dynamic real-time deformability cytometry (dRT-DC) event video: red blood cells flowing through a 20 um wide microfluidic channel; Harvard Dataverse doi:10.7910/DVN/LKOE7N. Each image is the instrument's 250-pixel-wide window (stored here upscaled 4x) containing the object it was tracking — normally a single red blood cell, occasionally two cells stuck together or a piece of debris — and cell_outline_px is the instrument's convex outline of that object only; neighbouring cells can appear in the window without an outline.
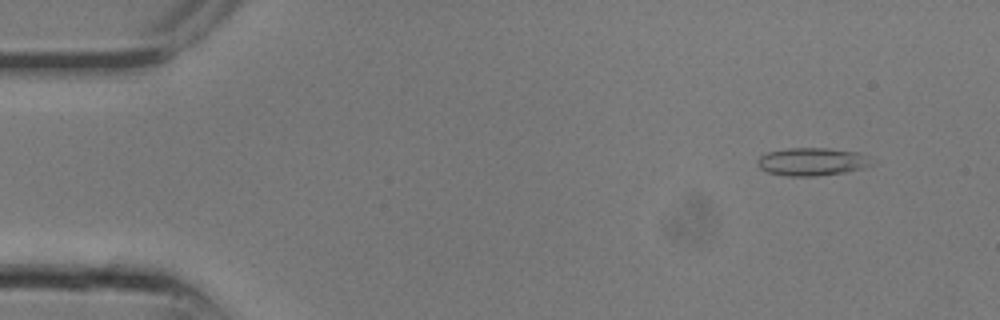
{"species": "common noctule bat (a hibernating species)", "species_latin": "Nyctalus noctula", "temperature_condition": "room temperature", "stored_images_in_passage": 9, "camera_frame_rate_fps": 3000, "um_per_image_px": 0.085, "animal": {"sex": "male", "body_mass_g": 13.3}, "frame": {"image": 1, "passage_image": 3, "time_ms": 0.667, "image_size_px": [1000, 320], "cell_outline_px": [[876, 164], [864, 168], [844, 172], [816, 176], [788, 176], [768, 172], [760, 168], [756, 164], [756, 160], [760, 156], [768, 152], [788, 148], [828, 148], [860, 152]], "centroid_in_image_um": [69.03, 13.74], "position_along_channel_um": 16.0, "area_um2": 18.67}}
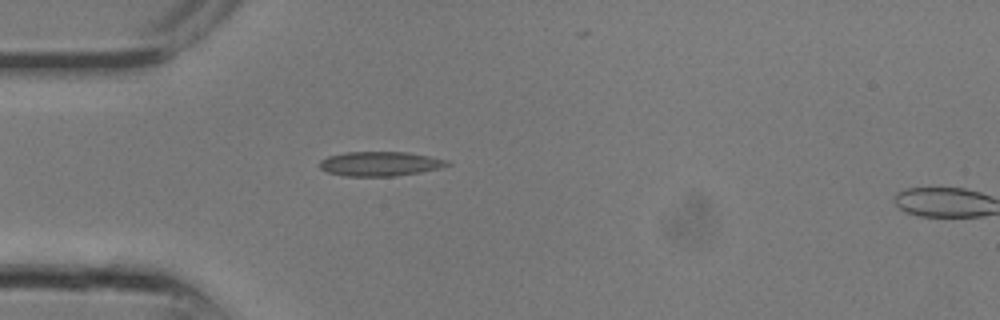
{"frame": {"image": 2, "passage_image": 8, "time_ms": 2.333, "image_size_px": [1000, 320], "cell_outline_px": [[452, 164], [440, 168], [420, 172], [396, 176], [344, 176], [328, 172], [320, 168], [320, 160], [328, 156], [344, 152], [408, 152], [448, 160]], "centroid_in_image_um": [32.31, 13.92], "position_along_channel_um": 52.7, "area_um2": 18.21}}